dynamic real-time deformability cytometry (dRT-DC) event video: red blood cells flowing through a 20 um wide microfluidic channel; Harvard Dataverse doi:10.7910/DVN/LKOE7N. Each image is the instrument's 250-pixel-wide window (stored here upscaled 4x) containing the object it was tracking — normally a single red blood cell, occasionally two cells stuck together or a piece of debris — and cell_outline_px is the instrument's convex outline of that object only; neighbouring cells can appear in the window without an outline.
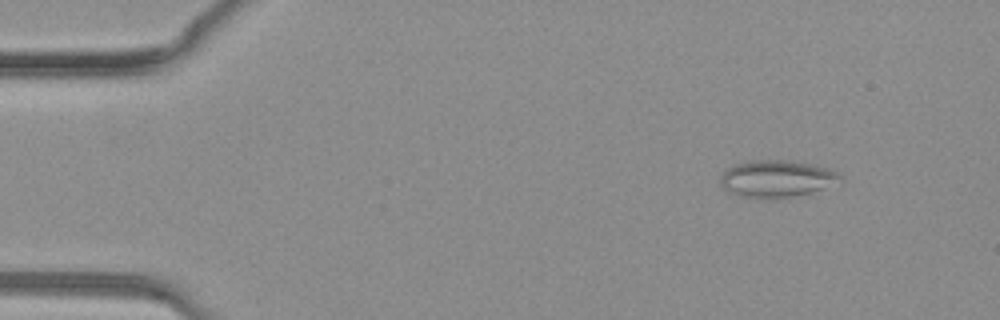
{"species": "common noctule bat (a hibernating species)", "species_latin": "Nyctalus noctula", "temperature_condition": "warm", "stored_images_in_passage": 41, "camera_frame_rate_fps": 3000, "um_per_image_px": 0.085, "animal": {"sex": "female", "body_mass_g": 19.3, "forearm_length_mm": 54.1}, "frame": {"image": 1, "passage_image": 5, "time_ms": 1.333, "image_size_px": [1000, 320], "cell_outline_px": [[844, 180], [812, 192], [772, 200], [764, 200], [740, 196], [724, 188], [720, 184], [720, 176], [732, 164], [752, 160], [788, 160], [812, 164], [828, 168], [836, 172]], "centroid_in_image_um": [65.99, 15.2], "position_along_channel_um": 19.0, "area_um2": 26.07}}
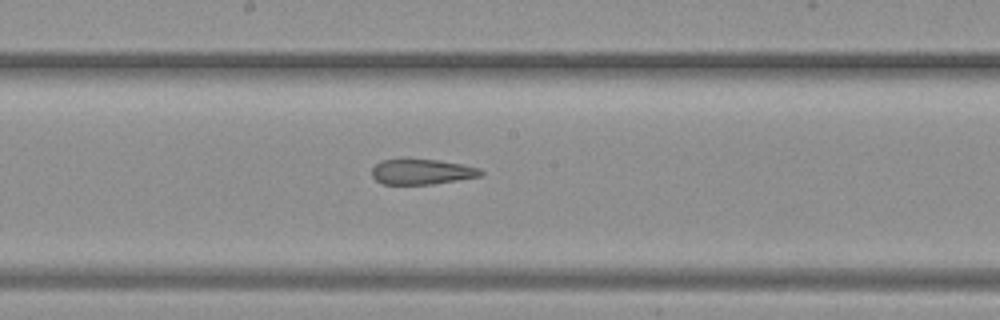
{"frame": {"image": 2, "passage_image": 22, "time_ms": 7.0, "image_size_px": [1000, 320], "cell_outline_px": [[484, 172], [480, 176], [432, 184], [380, 184], [372, 176], [372, 168], [376, 164], [384, 160], [440, 160], [480, 168]], "centroid_in_image_um": [35.85, 14.61], "position_along_channel_um": 212.4, "area_um2": 15.78}}
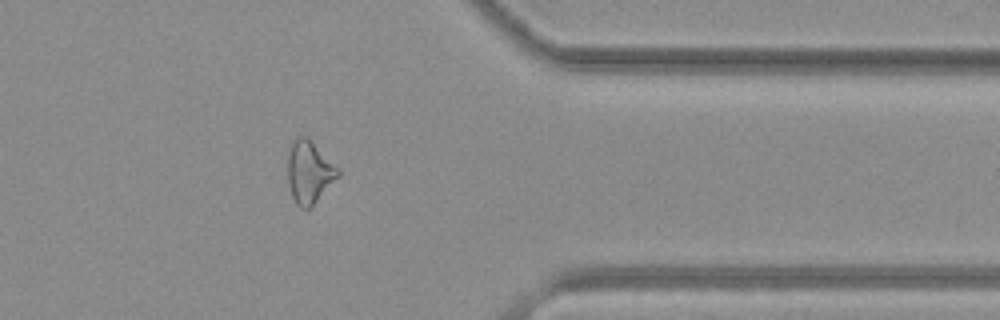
{"frame": {"image": 3, "passage_image": 33, "time_ms": 10.667, "image_size_px": [1000, 320], "cell_outline_px": [[340, 176], [312, 208], [300, 208], [296, 204], [292, 196], [288, 184], [288, 152], [292, 140], [296, 136], [308, 136], [340, 168]], "centroid_in_image_um": [26.31, 14.62], "position_along_channel_um": 385.1, "area_um2": 18.96}}